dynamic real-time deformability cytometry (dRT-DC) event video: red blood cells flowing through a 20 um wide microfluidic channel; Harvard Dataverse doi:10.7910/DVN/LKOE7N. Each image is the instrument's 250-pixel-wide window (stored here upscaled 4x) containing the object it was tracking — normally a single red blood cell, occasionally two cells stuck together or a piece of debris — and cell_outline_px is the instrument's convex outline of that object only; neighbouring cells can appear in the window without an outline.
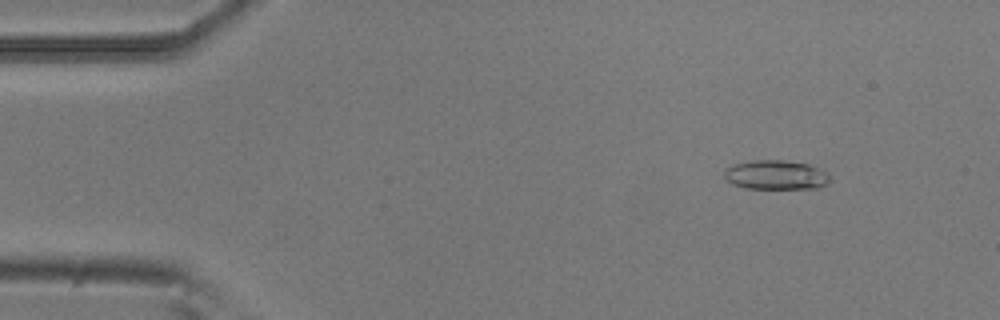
{"species": "common noctule bat (a hibernating species)", "species_latin": "Nyctalus noctula", "temperature_condition": "room temperature", "stored_images_in_passage": 53, "camera_frame_rate_fps": 3000, "um_per_image_px": 0.085, "animal": {"sex": "male", "body_mass_g": 20.5, "forearm_length_mm": 52.5}, "frame": {"image": 1, "passage_image": 6, "time_ms": 1.667, "image_size_px": [1000, 320], "cell_outline_px": [[832, 176], [828, 184], [816, 188], [744, 188], [732, 184], [724, 176], [724, 172], [732, 164], [752, 160], [784, 160], [808, 164], [820, 168]], "centroid_in_image_um": [65.98, 14.86], "position_along_channel_um": 19.0, "area_um2": 18.15}}
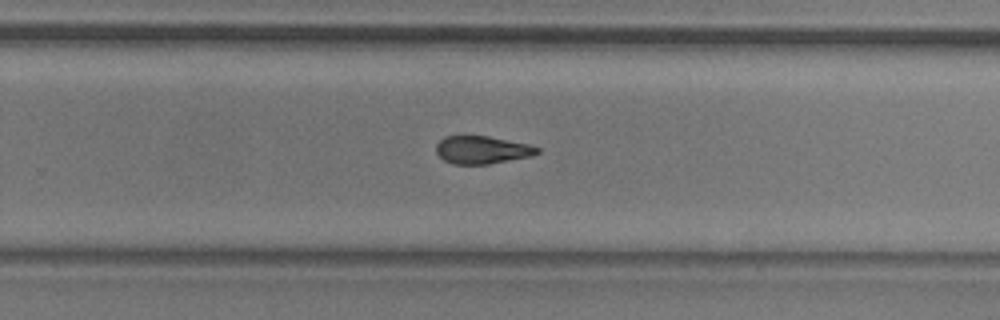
{"frame": {"image": 2, "passage_image": 34, "time_ms": 11.0, "image_size_px": [1000, 320], "cell_outline_px": [[540, 152], [532, 156], [488, 164], [452, 164], [444, 160], [436, 152], [436, 144], [444, 136], [488, 136], [528, 144], [540, 148]], "centroid_in_image_um": [40.97, 12.74], "position_along_channel_um": 288.8, "area_um2": 16.36}}
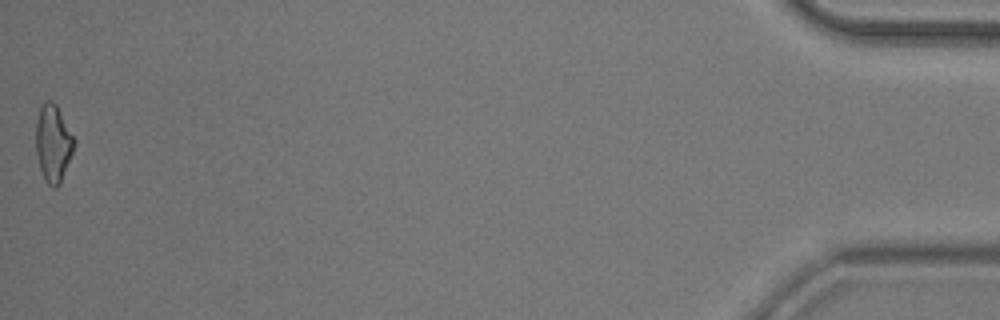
{"frame": {"image": 3, "passage_image": 53, "time_ms": 17.333, "image_size_px": [1000, 320], "cell_outline_px": [[76, 144], [60, 184], [56, 188], [52, 188], [48, 184], [40, 168], [36, 152], [36, 120], [40, 108], [48, 100], [52, 100], [56, 104], [76, 140]], "centroid_in_image_um": [4.53, 12.18], "position_along_channel_um": 430.7, "area_um2": 17.17}, "authors_computed_cell_mechanics": {"area_um2": 17.34, "velocity_mm_per_s": 3.7988, "shape_relaxation_time_tau1_ms": 8.6773, "shape_relaxation_time_tau2_ms": 4.1791, "deformation_change_tau1": 0.2043, "deformation_change_tau2": 0.128}}